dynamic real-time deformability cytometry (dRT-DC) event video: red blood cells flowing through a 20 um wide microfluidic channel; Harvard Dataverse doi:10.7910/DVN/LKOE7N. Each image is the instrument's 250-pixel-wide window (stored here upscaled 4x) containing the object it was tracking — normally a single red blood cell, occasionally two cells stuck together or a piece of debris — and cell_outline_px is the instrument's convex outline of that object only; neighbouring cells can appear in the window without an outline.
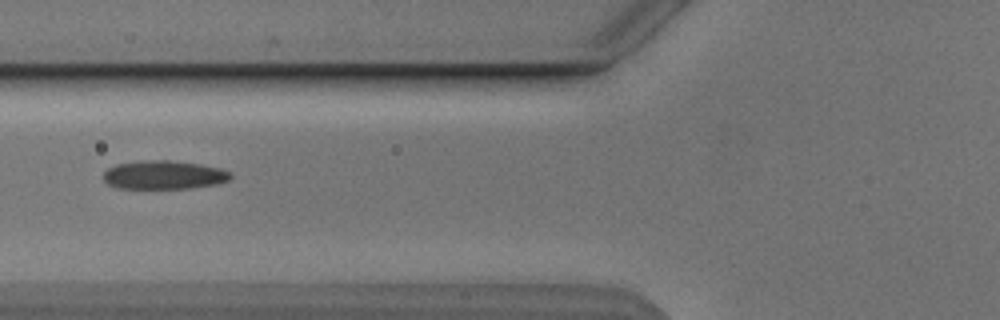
{"species": "Egyptian fruit bat (a non-hibernating species)", "species_latin": "Rousettus aegyptiacus", "temperature_condition": "cold", "stored_images_in_passage": 2, "camera_frame_rate_fps": 3000, "um_per_image_px": 0.085, "animal": {"sex": "male"}, "frame": {"image": 1, "passage_image": 2, "time_ms": 1.0, "image_size_px": [1000, 320], "cell_outline_px": [[232, 176], [228, 180], [216, 184], [192, 188], [116, 188], [108, 184], [104, 180], [104, 172], [108, 168], [116, 164], [144, 160], [168, 160], [200, 164], [220, 168], [232, 172]], "centroid_in_image_um": [13.94, 14.86], "position_along_channel_um": 111.9, "area_um2": 21.21}}